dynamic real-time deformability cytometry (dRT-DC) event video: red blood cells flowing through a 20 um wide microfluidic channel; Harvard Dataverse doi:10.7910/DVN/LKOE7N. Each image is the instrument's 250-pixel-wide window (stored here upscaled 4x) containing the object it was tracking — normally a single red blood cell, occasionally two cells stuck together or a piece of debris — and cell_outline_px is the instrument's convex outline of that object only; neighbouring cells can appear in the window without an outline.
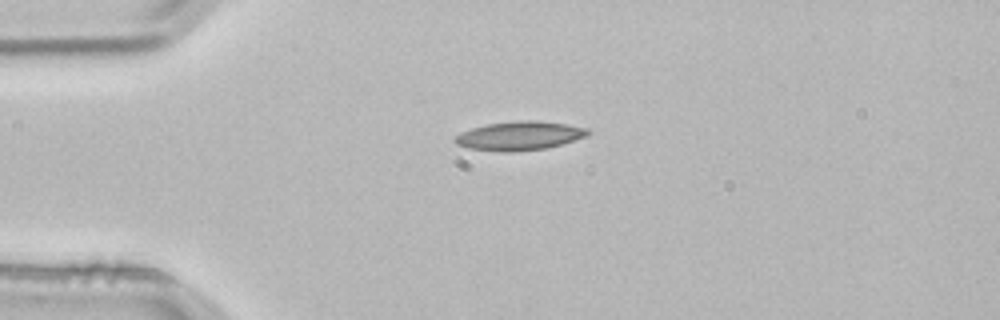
{"species": "common noctule bat (a hibernating species)", "species_latin": "Nyctalus noctula", "temperature_condition": "room temperature", "stored_images_in_passage": 2, "camera_frame_rate_fps": 3000, "um_per_image_px": 0.085, "animal": {"sex": "male", "body_mass_g": 21.5, "forearm_length_mm": 52.0}, "frame": {"image": 1, "passage_image": 1, "time_ms": 0.0, "image_size_px": [1000, 320], "cell_outline_px": [[592, 132], [588, 136], [560, 144], [544, 148], [512, 152], [504, 152], [468, 148], [456, 144], [452, 140], [460, 132], [472, 128], [488, 124], [520, 120], [536, 120], [568, 124], [588, 128]], "centroid_in_image_um": [44.17, 11.53], "position_along_channel_um": 40.8, "area_um2": 22.37}}
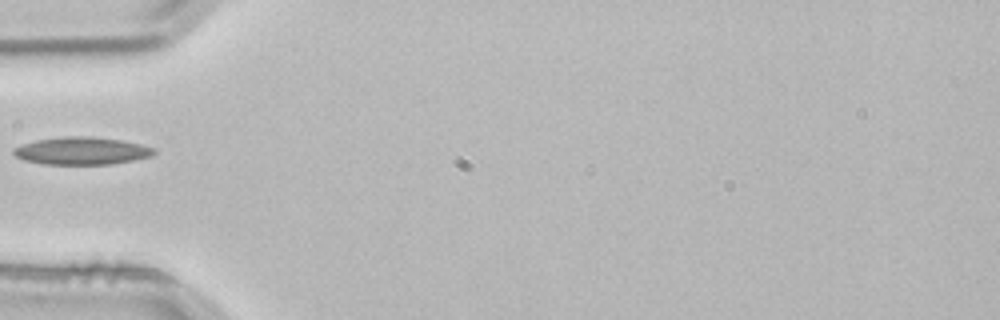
{"frame": {"image": 2, "passage_image": 2, "time_ms": 0.333, "image_size_px": [1000, 320], "cell_outline_px": [[156, 152], [152, 156], [112, 164], [44, 164], [24, 160], [16, 156], [12, 152], [12, 148], [20, 144], [36, 140], [64, 136], [88, 136], [120, 140], [140, 144], [152, 148]], "centroid_in_image_um": [6.89, 12.82], "position_along_channel_um": 78.1, "area_um2": 22.48}}